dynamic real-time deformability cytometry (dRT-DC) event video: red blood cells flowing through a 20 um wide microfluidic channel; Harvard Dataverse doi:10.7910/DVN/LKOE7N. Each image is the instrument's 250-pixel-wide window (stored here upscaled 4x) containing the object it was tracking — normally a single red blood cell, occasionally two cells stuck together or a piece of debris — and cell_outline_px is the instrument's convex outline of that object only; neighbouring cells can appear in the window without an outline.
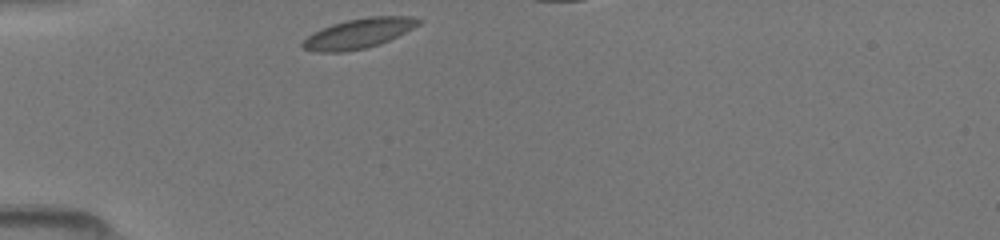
{"species": "common noctule bat (a hibernating species)", "species_latin": "Nyctalus noctula", "temperature_condition": "room temperature", "stored_images_in_passage": 29, "camera_frame_rate_fps": 3000, "um_per_image_px": 0.085, "animal": {"sex": "female", "body_mass_g": 19.5, "forearm_length_mm": 54.1}, "frame": {"image": 1, "passage_image": 1, "time_ms": 0.0, "image_size_px": [1000, 240], "cell_outline_px": [[424, 20], [420, 24], [380, 44], [364, 48], [344, 52], [320, 52], [304, 48], [300, 44], [312, 32], [332, 24], [348, 20], [372, 16], [412, 16]], "centroid_in_image_um": [30.49, 2.83], "position_along_channel_um": 54.5, "area_um2": 19.94}}
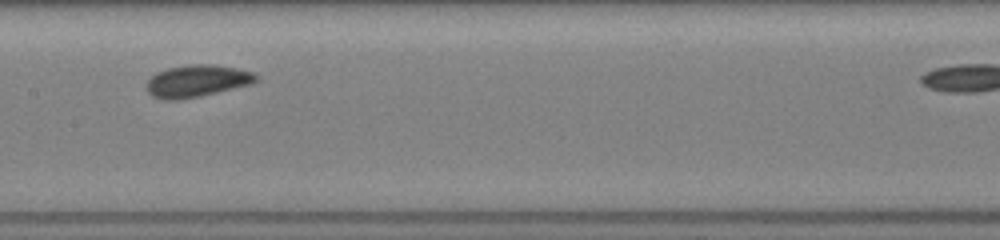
{"frame": {"image": 2, "passage_image": 12, "time_ms": 3.667, "image_size_px": [1000, 240], "cell_outline_px": [[260, 80], [252, 84], [200, 96], [176, 100], [164, 100], [152, 96], [148, 92], [144, 84], [156, 72], [168, 68], [188, 64], [212, 64], [236, 68], [252, 72], [260, 76]], "centroid_in_image_um": [16.75, 6.88], "position_along_channel_um": 190.7, "area_um2": 20.69}}
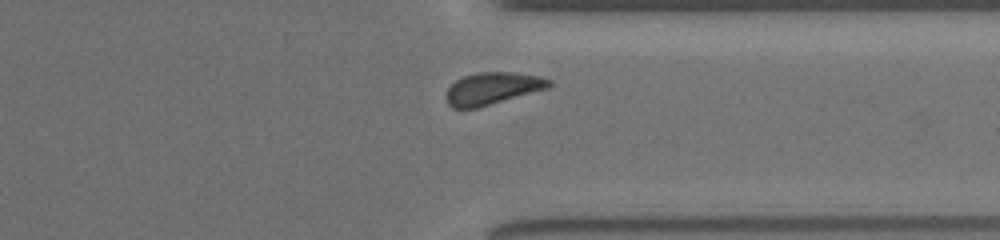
{"frame": {"image": 3, "passage_image": 25, "time_ms": 8.0, "image_size_px": [1000, 240], "cell_outline_px": [[552, 84], [548, 88], [476, 108], [452, 108], [448, 104], [448, 88], [456, 80], [464, 76], [480, 72], [512, 72], [540, 76], [552, 80]], "centroid_in_image_um": [41.89, 7.5], "position_along_channel_um": 369.5, "area_um2": 18.96}}